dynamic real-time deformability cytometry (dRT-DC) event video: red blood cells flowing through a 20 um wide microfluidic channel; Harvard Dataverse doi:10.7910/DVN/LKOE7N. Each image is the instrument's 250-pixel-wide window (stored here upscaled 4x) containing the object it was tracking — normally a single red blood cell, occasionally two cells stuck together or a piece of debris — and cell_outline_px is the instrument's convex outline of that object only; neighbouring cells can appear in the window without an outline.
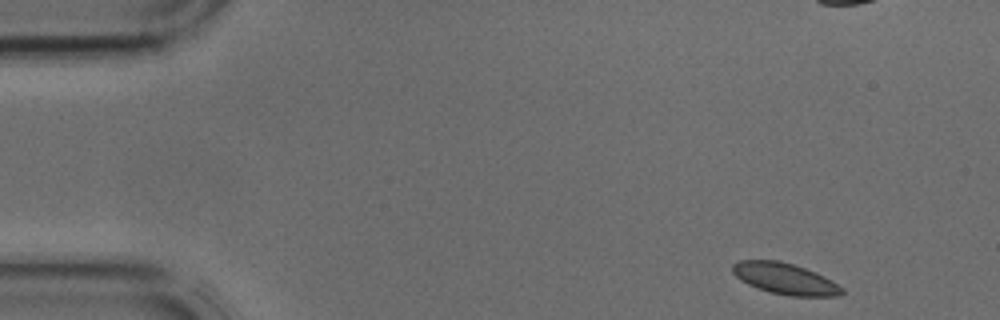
{"species": "common noctule bat (a hibernating species)", "species_latin": "Nyctalus noctula", "temperature_condition": "cold", "stored_images_in_passage": 40, "camera_frame_rate_fps": 3000, "um_per_image_px": 0.085, "animal": {"sex": "male", "body_mass_g": 17.9, "forearm_length_mm": 54.2}, "frame": {"image": 1, "passage_image": 1, "time_ms": 0.0, "image_size_px": [1000, 320], "cell_outline_px": [[844, 292], [840, 296], [788, 296], [768, 292], [748, 284], [740, 280], [732, 272], [732, 264], [740, 260], [780, 260], [816, 272], [832, 280], [844, 288]], "centroid_in_image_um": [66.73, 23.69], "position_along_channel_um": 18.3, "area_um2": 20.06}}
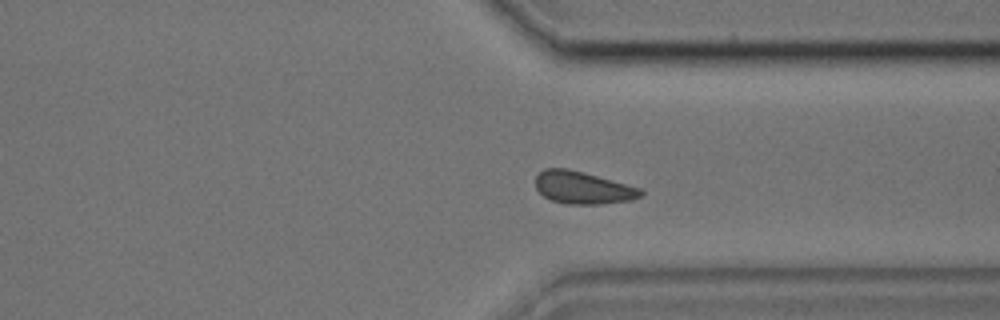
{"frame": {"image": 2, "passage_image": 29, "time_ms": 9.333, "image_size_px": [1000, 320], "cell_outline_px": [[644, 192], [640, 196], [628, 200], [600, 204], [568, 204], [552, 200], [544, 196], [536, 188], [536, 176], [544, 168], [568, 168], [640, 188]], "centroid_in_image_um": [49.5, 15.95], "position_along_channel_um": 361.9, "area_um2": 19.54}}
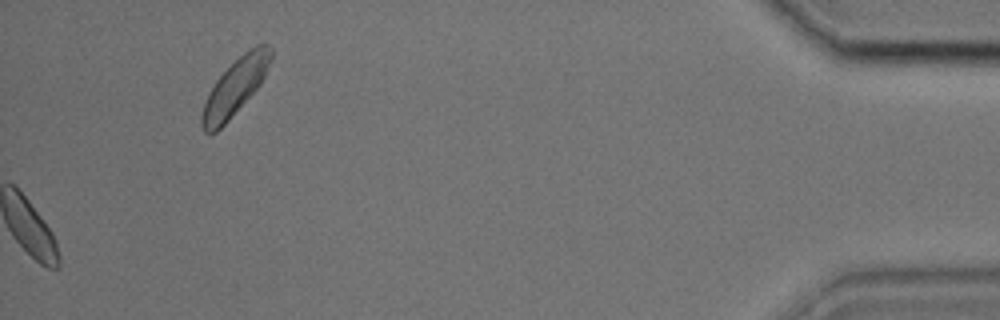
{"frame": {"image": 3, "passage_image": 40, "time_ms": 13.0, "image_size_px": [1000, 320], "cell_outline_px": [[272, 56], [264, 76], [260, 84], [228, 120], [216, 132], [204, 132], [200, 124], [200, 116], [204, 104], [216, 80], [244, 52], [256, 44], [268, 44], [272, 48]], "centroid_in_image_um": [19.98, 7.39], "position_along_channel_um": 415.2, "area_um2": 21.96}}